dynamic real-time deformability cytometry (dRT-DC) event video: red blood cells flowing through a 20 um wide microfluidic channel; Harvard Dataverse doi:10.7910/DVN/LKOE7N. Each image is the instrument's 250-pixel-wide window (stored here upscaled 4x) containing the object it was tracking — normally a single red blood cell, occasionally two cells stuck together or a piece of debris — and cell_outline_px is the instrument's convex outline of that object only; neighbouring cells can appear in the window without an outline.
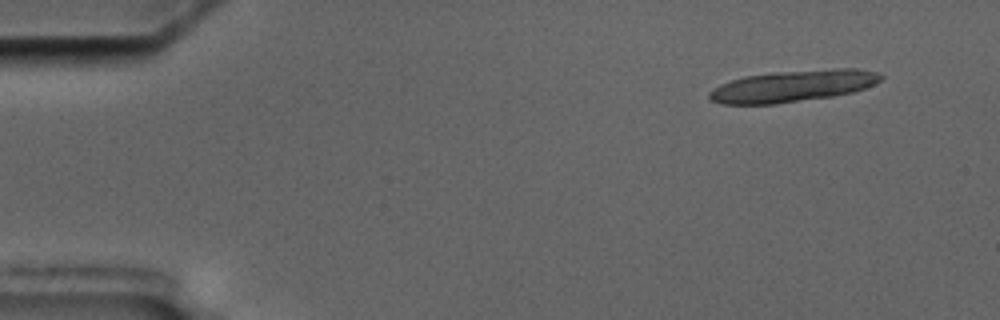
{"species": "common noctule bat (a hibernating species)", "species_latin": "Nyctalus noctula", "temperature_condition": "cold", "stored_images_in_passage": 5, "segment_of_instrument_passage": [1, 2], "camera_frame_rate_fps": 3000, "um_per_image_px": 0.085, "animal": {"sex": "male", "body_mass_g": 17.5, "forearm_length_mm": 52.3}, "frame": {"image": 1, "passage_image": 1, "time_ms": 0.0, "image_size_px": [1000, 320], "cell_outline_px": [[884, 76], [880, 80], [864, 88], [852, 92], [832, 96], [776, 104], [720, 104], [708, 100], [708, 92], [712, 88], [720, 84], [744, 76], [772, 72], [832, 68], [856, 68], [876, 72]], "centroid_in_image_um": [67.33, 7.31], "position_along_channel_um": 17.7, "area_um2": 31.79}}